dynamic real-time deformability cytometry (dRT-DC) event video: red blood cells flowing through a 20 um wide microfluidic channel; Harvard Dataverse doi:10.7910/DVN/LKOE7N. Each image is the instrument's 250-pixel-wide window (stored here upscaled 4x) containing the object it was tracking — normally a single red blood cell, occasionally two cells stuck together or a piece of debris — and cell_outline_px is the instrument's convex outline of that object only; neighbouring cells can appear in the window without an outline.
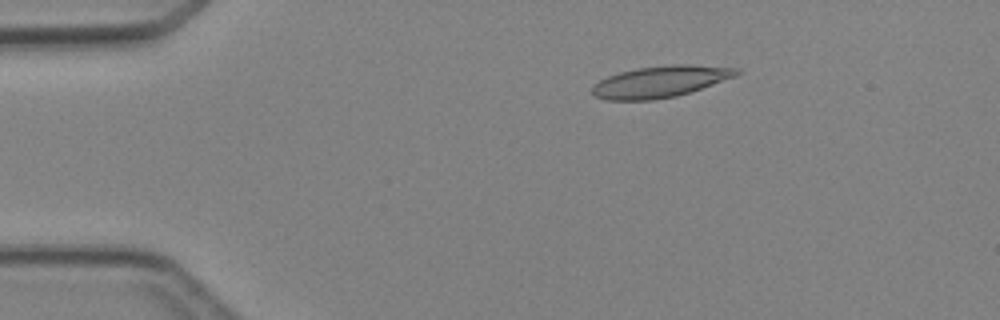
{"species": "Egyptian fruit bat (a non-hibernating species)", "species_latin": "Rousettus aegyptiacus", "temperature_condition": "cold", "stored_images_in_passage": 4, "camera_frame_rate_fps": 3000, "um_per_image_px": 0.085, "animal": {"sex": "female"}, "frame": {"image": 1, "passage_image": 2, "time_ms": 1.0, "image_size_px": [1000, 320], "cell_outline_px": [[740, 72], [736, 76], [676, 96], [652, 100], [608, 100], [596, 96], [592, 92], [592, 88], [600, 80], [608, 76], [620, 72], [636, 68], [668, 64], [692, 64], [740, 68]], "centroid_in_image_um": [56.14, 6.92], "position_along_channel_um": 28.9, "area_um2": 26.3}}
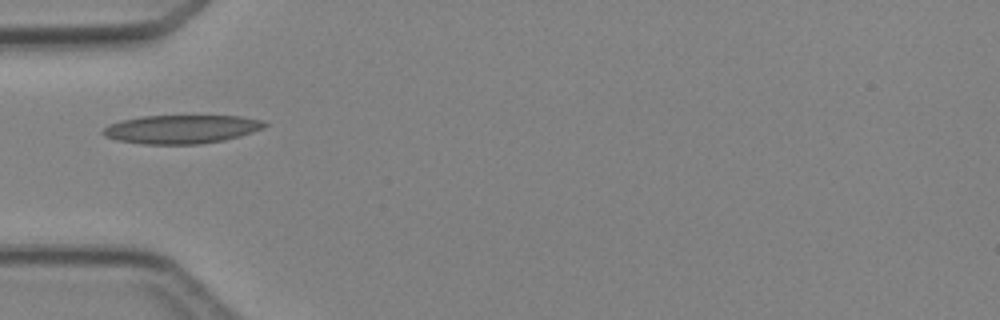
{"frame": {"image": 2, "passage_image": 4, "time_ms": 3.333, "image_size_px": [1000, 320], "cell_outline_px": [[268, 124], [264, 128], [240, 136], [224, 140], [200, 144], [144, 144], [116, 140], [104, 136], [100, 132], [108, 124], [120, 120], [140, 116], [240, 116], [264, 120]], "centroid_in_image_um": [15.4, 10.98], "position_along_channel_um": 69.6, "area_um2": 27.11}}